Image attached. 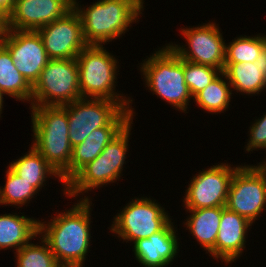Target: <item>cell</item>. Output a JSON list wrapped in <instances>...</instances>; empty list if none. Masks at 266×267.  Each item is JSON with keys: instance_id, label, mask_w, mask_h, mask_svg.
Returning a JSON list of instances; mask_svg holds the SVG:
<instances>
[{"instance_id": "6da1fadb", "label": "cell", "mask_w": 266, "mask_h": 267, "mask_svg": "<svg viewBox=\"0 0 266 267\" xmlns=\"http://www.w3.org/2000/svg\"><path fill=\"white\" fill-rule=\"evenodd\" d=\"M90 201L85 197L49 224L39 221V235L63 267H82L90 246Z\"/></svg>"}, {"instance_id": "7a4b0ae2", "label": "cell", "mask_w": 266, "mask_h": 267, "mask_svg": "<svg viewBox=\"0 0 266 267\" xmlns=\"http://www.w3.org/2000/svg\"><path fill=\"white\" fill-rule=\"evenodd\" d=\"M33 147L61 175L70 180L72 146L69 141L67 110L63 106H31Z\"/></svg>"}, {"instance_id": "3957f363", "label": "cell", "mask_w": 266, "mask_h": 267, "mask_svg": "<svg viewBox=\"0 0 266 267\" xmlns=\"http://www.w3.org/2000/svg\"><path fill=\"white\" fill-rule=\"evenodd\" d=\"M73 8L79 14L87 45H102L120 37L142 14L143 6L136 0H99L87 9Z\"/></svg>"}, {"instance_id": "277c9868", "label": "cell", "mask_w": 266, "mask_h": 267, "mask_svg": "<svg viewBox=\"0 0 266 267\" xmlns=\"http://www.w3.org/2000/svg\"><path fill=\"white\" fill-rule=\"evenodd\" d=\"M146 85L154 94L183 112L192 98L184 79V59L167 45L141 65Z\"/></svg>"}, {"instance_id": "5b68a950", "label": "cell", "mask_w": 266, "mask_h": 267, "mask_svg": "<svg viewBox=\"0 0 266 267\" xmlns=\"http://www.w3.org/2000/svg\"><path fill=\"white\" fill-rule=\"evenodd\" d=\"M76 59L82 98L108 99L118 102L124 109H132L129 108L132 100L121 99L122 96L113 91L117 61L103 45H87Z\"/></svg>"}, {"instance_id": "8992f818", "label": "cell", "mask_w": 266, "mask_h": 267, "mask_svg": "<svg viewBox=\"0 0 266 267\" xmlns=\"http://www.w3.org/2000/svg\"><path fill=\"white\" fill-rule=\"evenodd\" d=\"M63 107L67 110L72 147L82 143L93 130L106 125H128L133 118V110L108 99L80 98Z\"/></svg>"}, {"instance_id": "52a82bcc", "label": "cell", "mask_w": 266, "mask_h": 267, "mask_svg": "<svg viewBox=\"0 0 266 267\" xmlns=\"http://www.w3.org/2000/svg\"><path fill=\"white\" fill-rule=\"evenodd\" d=\"M132 121L113 138L93 161L82 167L65 185L70 197L117 180L122 172L128 149Z\"/></svg>"}, {"instance_id": "ba28073f", "label": "cell", "mask_w": 266, "mask_h": 267, "mask_svg": "<svg viewBox=\"0 0 266 267\" xmlns=\"http://www.w3.org/2000/svg\"><path fill=\"white\" fill-rule=\"evenodd\" d=\"M80 98L77 59H49L32 86L31 105L63 106Z\"/></svg>"}, {"instance_id": "9c48e42d", "label": "cell", "mask_w": 266, "mask_h": 267, "mask_svg": "<svg viewBox=\"0 0 266 267\" xmlns=\"http://www.w3.org/2000/svg\"><path fill=\"white\" fill-rule=\"evenodd\" d=\"M265 203L266 167H238L231 178L225 207L253 223Z\"/></svg>"}, {"instance_id": "30bf717a", "label": "cell", "mask_w": 266, "mask_h": 267, "mask_svg": "<svg viewBox=\"0 0 266 267\" xmlns=\"http://www.w3.org/2000/svg\"><path fill=\"white\" fill-rule=\"evenodd\" d=\"M166 214L155 201L136 198L114 217L111 231L135 243L161 231L171 220Z\"/></svg>"}, {"instance_id": "8fae6325", "label": "cell", "mask_w": 266, "mask_h": 267, "mask_svg": "<svg viewBox=\"0 0 266 267\" xmlns=\"http://www.w3.org/2000/svg\"><path fill=\"white\" fill-rule=\"evenodd\" d=\"M182 34L186 38L189 50L183 46H169L181 59L217 68L223 72L226 44L215 23L182 29Z\"/></svg>"}, {"instance_id": "7c38bea8", "label": "cell", "mask_w": 266, "mask_h": 267, "mask_svg": "<svg viewBox=\"0 0 266 267\" xmlns=\"http://www.w3.org/2000/svg\"><path fill=\"white\" fill-rule=\"evenodd\" d=\"M238 167L231 168L228 164L221 163L194 176L183 201L186 208L226 206L231 178Z\"/></svg>"}, {"instance_id": "4fadbf2b", "label": "cell", "mask_w": 266, "mask_h": 267, "mask_svg": "<svg viewBox=\"0 0 266 267\" xmlns=\"http://www.w3.org/2000/svg\"><path fill=\"white\" fill-rule=\"evenodd\" d=\"M1 44L11 54L16 69L33 86L49 61L39 33L7 29Z\"/></svg>"}, {"instance_id": "5bb4252c", "label": "cell", "mask_w": 266, "mask_h": 267, "mask_svg": "<svg viewBox=\"0 0 266 267\" xmlns=\"http://www.w3.org/2000/svg\"><path fill=\"white\" fill-rule=\"evenodd\" d=\"M37 32L49 59L77 58L87 46L81 18L74 8L64 17L43 26Z\"/></svg>"}, {"instance_id": "9a60e30c", "label": "cell", "mask_w": 266, "mask_h": 267, "mask_svg": "<svg viewBox=\"0 0 266 267\" xmlns=\"http://www.w3.org/2000/svg\"><path fill=\"white\" fill-rule=\"evenodd\" d=\"M74 0H15L6 18L7 29L37 31L64 17L73 9Z\"/></svg>"}, {"instance_id": "2e32d148", "label": "cell", "mask_w": 266, "mask_h": 267, "mask_svg": "<svg viewBox=\"0 0 266 267\" xmlns=\"http://www.w3.org/2000/svg\"><path fill=\"white\" fill-rule=\"evenodd\" d=\"M251 224L244 216L222 207L215 246L209 253L217 259L221 258L225 263L234 261L245 248V234Z\"/></svg>"}, {"instance_id": "e0dca14e", "label": "cell", "mask_w": 266, "mask_h": 267, "mask_svg": "<svg viewBox=\"0 0 266 267\" xmlns=\"http://www.w3.org/2000/svg\"><path fill=\"white\" fill-rule=\"evenodd\" d=\"M176 232L171 221L159 232L134 243L136 259L144 267H164L178 253Z\"/></svg>"}, {"instance_id": "ac0fdd59", "label": "cell", "mask_w": 266, "mask_h": 267, "mask_svg": "<svg viewBox=\"0 0 266 267\" xmlns=\"http://www.w3.org/2000/svg\"><path fill=\"white\" fill-rule=\"evenodd\" d=\"M127 125H106L93 130L80 144L72 148L70 160V179L88 162L93 161Z\"/></svg>"}, {"instance_id": "d6986e66", "label": "cell", "mask_w": 266, "mask_h": 267, "mask_svg": "<svg viewBox=\"0 0 266 267\" xmlns=\"http://www.w3.org/2000/svg\"><path fill=\"white\" fill-rule=\"evenodd\" d=\"M260 55L255 62L224 63L221 73L232 88L246 94H257L266 88V77L261 71Z\"/></svg>"}, {"instance_id": "ffe728a7", "label": "cell", "mask_w": 266, "mask_h": 267, "mask_svg": "<svg viewBox=\"0 0 266 267\" xmlns=\"http://www.w3.org/2000/svg\"><path fill=\"white\" fill-rule=\"evenodd\" d=\"M39 234V221L13 214L0 215V249L16 252Z\"/></svg>"}, {"instance_id": "44dd1931", "label": "cell", "mask_w": 266, "mask_h": 267, "mask_svg": "<svg viewBox=\"0 0 266 267\" xmlns=\"http://www.w3.org/2000/svg\"><path fill=\"white\" fill-rule=\"evenodd\" d=\"M192 215L186 225L192 236H195L201 246L208 252L215 246L218 235L222 207L188 209Z\"/></svg>"}, {"instance_id": "7402d4cb", "label": "cell", "mask_w": 266, "mask_h": 267, "mask_svg": "<svg viewBox=\"0 0 266 267\" xmlns=\"http://www.w3.org/2000/svg\"><path fill=\"white\" fill-rule=\"evenodd\" d=\"M9 168L20 178L28 182L37 191L43 186L45 178L61 175L43 158V156L32 146L29 153L11 162ZM47 174V175H46Z\"/></svg>"}, {"instance_id": "603a6c76", "label": "cell", "mask_w": 266, "mask_h": 267, "mask_svg": "<svg viewBox=\"0 0 266 267\" xmlns=\"http://www.w3.org/2000/svg\"><path fill=\"white\" fill-rule=\"evenodd\" d=\"M0 90L17 100L32 99V86L16 69L11 54L2 44H0Z\"/></svg>"}, {"instance_id": "cb8c5ba5", "label": "cell", "mask_w": 266, "mask_h": 267, "mask_svg": "<svg viewBox=\"0 0 266 267\" xmlns=\"http://www.w3.org/2000/svg\"><path fill=\"white\" fill-rule=\"evenodd\" d=\"M220 75L221 73L193 97L198 106L210 113H220L229 106L232 94L229 89L230 84L226 83Z\"/></svg>"}, {"instance_id": "d4e9b609", "label": "cell", "mask_w": 266, "mask_h": 267, "mask_svg": "<svg viewBox=\"0 0 266 267\" xmlns=\"http://www.w3.org/2000/svg\"><path fill=\"white\" fill-rule=\"evenodd\" d=\"M265 47V36L238 37L226 45L224 63L255 62Z\"/></svg>"}, {"instance_id": "484cf974", "label": "cell", "mask_w": 266, "mask_h": 267, "mask_svg": "<svg viewBox=\"0 0 266 267\" xmlns=\"http://www.w3.org/2000/svg\"><path fill=\"white\" fill-rule=\"evenodd\" d=\"M6 184L0 188V204L23 205L38 193L28 182L18 177L10 168L6 171Z\"/></svg>"}, {"instance_id": "4316f807", "label": "cell", "mask_w": 266, "mask_h": 267, "mask_svg": "<svg viewBox=\"0 0 266 267\" xmlns=\"http://www.w3.org/2000/svg\"><path fill=\"white\" fill-rule=\"evenodd\" d=\"M42 246L33 243L22 246L17 253V267H61L48 243L43 239Z\"/></svg>"}, {"instance_id": "83f0119b", "label": "cell", "mask_w": 266, "mask_h": 267, "mask_svg": "<svg viewBox=\"0 0 266 267\" xmlns=\"http://www.w3.org/2000/svg\"><path fill=\"white\" fill-rule=\"evenodd\" d=\"M219 73H222L220 69L184 60V79L192 97L209 85Z\"/></svg>"}, {"instance_id": "f1b7e54d", "label": "cell", "mask_w": 266, "mask_h": 267, "mask_svg": "<svg viewBox=\"0 0 266 267\" xmlns=\"http://www.w3.org/2000/svg\"><path fill=\"white\" fill-rule=\"evenodd\" d=\"M247 145L248 152L256 148L266 149V114L250 127V140ZM263 163L259 167H266V163Z\"/></svg>"}, {"instance_id": "f546056e", "label": "cell", "mask_w": 266, "mask_h": 267, "mask_svg": "<svg viewBox=\"0 0 266 267\" xmlns=\"http://www.w3.org/2000/svg\"><path fill=\"white\" fill-rule=\"evenodd\" d=\"M15 0H0V11L7 17L14 6Z\"/></svg>"}, {"instance_id": "4dcf8cb0", "label": "cell", "mask_w": 266, "mask_h": 267, "mask_svg": "<svg viewBox=\"0 0 266 267\" xmlns=\"http://www.w3.org/2000/svg\"><path fill=\"white\" fill-rule=\"evenodd\" d=\"M6 16L0 13V44L3 42L7 27H6Z\"/></svg>"}, {"instance_id": "1f68e13d", "label": "cell", "mask_w": 266, "mask_h": 267, "mask_svg": "<svg viewBox=\"0 0 266 267\" xmlns=\"http://www.w3.org/2000/svg\"><path fill=\"white\" fill-rule=\"evenodd\" d=\"M260 66L262 73L266 77V47L262 50L260 54Z\"/></svg>"}, {"instance_id": "d6a6232c", "label": "cell", "mask_w": 266, "mask_h": 267, "mask_svg": "<svg viewBox=\"0 0 266 267\" xmlns=\"http://www.w3.org/2000/svg\"><path fill=\"white\" fill-rule=\"evenodd\" d=\"M3 95L4 93L0 90V114H1V111H2V106H3Z\"/></svg>"}, {"instance_id": "836d02e7", "label": "cell", "mask_w": 266, "mask_h": 267, "mask_svg": "<svg viewBox=\"0 0 266 267\" xmlns=\"http://www.w3.org/2000/svg\"><path fill=\"white\" fill-rule=\"evenodd\" d=\"M140 5H142L143 6V0H136Z\"/></svg>"}]
</instances>
